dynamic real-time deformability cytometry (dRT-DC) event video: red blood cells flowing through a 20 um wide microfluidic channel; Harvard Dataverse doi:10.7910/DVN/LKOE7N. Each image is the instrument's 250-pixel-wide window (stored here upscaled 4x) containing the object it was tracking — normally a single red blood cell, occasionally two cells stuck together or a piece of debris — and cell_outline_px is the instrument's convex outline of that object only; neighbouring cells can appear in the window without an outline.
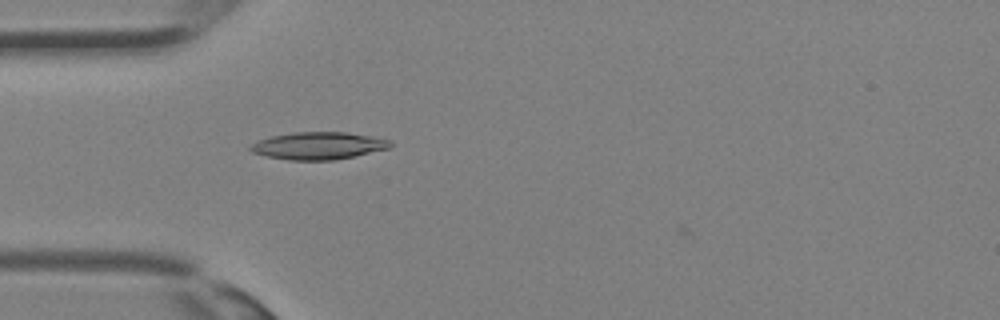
{"species": "Egyptian fruit bat (a non-hibernating species)", "species_latin": "Rousettus aegyptiacus", "temperature_condition": "room temperature", "stored_images_in_passage": 22, "camera_frame_rate_fps": 3000, "um_per_image_px": 0.085, "animal": {"sex": "female"}, "frame": {"image": 1, "passage_image": 2, "time_ms": 0.333, "image_size_px": [1000, 320], "cell_outline_px": [[392, 144], [388, 148], [336, 160], [288, 160], [268, 156], [252, 152], [248, 148], [252, 144], [260, 140], [272, 136], [292, 132], [344, 132], [372, 136], [392, 140]], "centroid_in_image_um": [27.07, 12.38], "position_along_channel_um": 57.9, "area_um2": 22.14}}
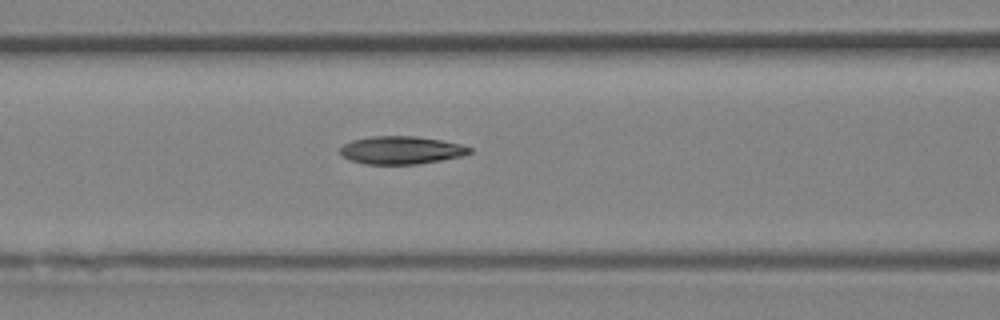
{"frame": {"image": 2, "passage_image": 6, "time_ms": 1.667, "image_size_px": [1000, 320], "cell_outline_px": [[472, 152], [460, 156], [440, 160], [416, 164], [364, 164], [352, 160], [344, 156], [340, 152], [340, 148], [344, 144], [352, 140], [372, 136], [416, 136], [440, 140], [460, 144], [472, 148]], "centroid_in_image_um": [34.1, 12.76], "position_along_channel_um": 132.5, "area_um2": 20.81}}
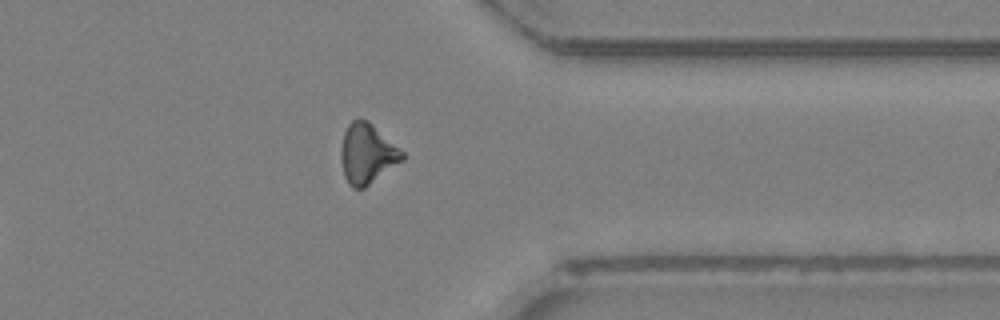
{"frame": {"image": 3, "passage_image": 19, "time_ms": 6.0, "image_size_px": [1000, 320], "cell_outline_px": [[404, 160], [364, 188], [352, 188], [348, 184], [344, 176], [340, 160], [340, 148], [344, 132], [348, 124], [356, 116], [360, 116], [368, 120], [400, 148], [404, 152]], "centroid_in_image_um": [31.19, 13.04], "position_along_channel_um": 380.2, "area_um2": 21.85}}